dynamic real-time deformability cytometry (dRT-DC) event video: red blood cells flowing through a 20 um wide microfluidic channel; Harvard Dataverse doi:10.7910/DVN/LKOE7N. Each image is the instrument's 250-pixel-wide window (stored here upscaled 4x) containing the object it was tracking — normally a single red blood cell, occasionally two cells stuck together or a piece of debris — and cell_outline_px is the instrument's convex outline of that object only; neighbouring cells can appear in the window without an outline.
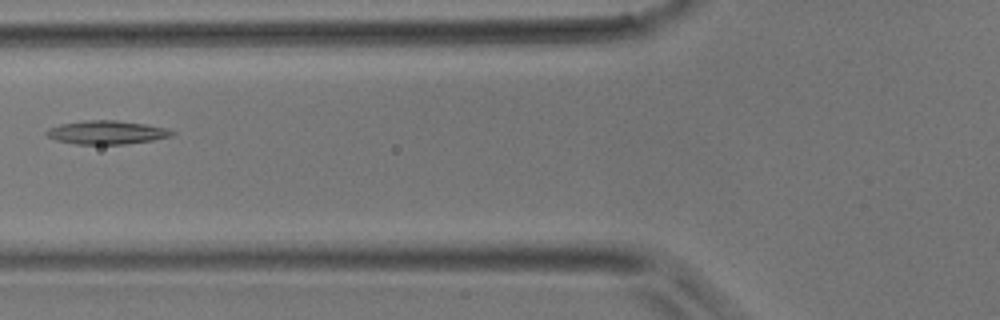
{"species": "common noctule bat (a hibernating species)", "species_latin": "Nyctalus noctula", "temperature_condition": "room temperature", "stored_images_in_passage": 4, "camera_frame_rate_fps": 3000, "um_per_image_px": 0.085, "animal": {"sex": "male", "body_mass_g": 17.9}, "frame": {"image": 1, "passage_image": 3, "time_ms": 0.667, "image_size_px": [1000, 320], "cell_outline_px": [[176, 132], [172, 136], [152, 140], [124, 144], [76, 144], [56, 140], [48, 136], [44, 132], [48, 128], [60, 124], [88, 120], [116, 120], [144, 124], [164, 128]], "centroid_in_image_um": [9.04, 11.25], "position_along_channel_um": 116.8, "area_um2": 17.05}}
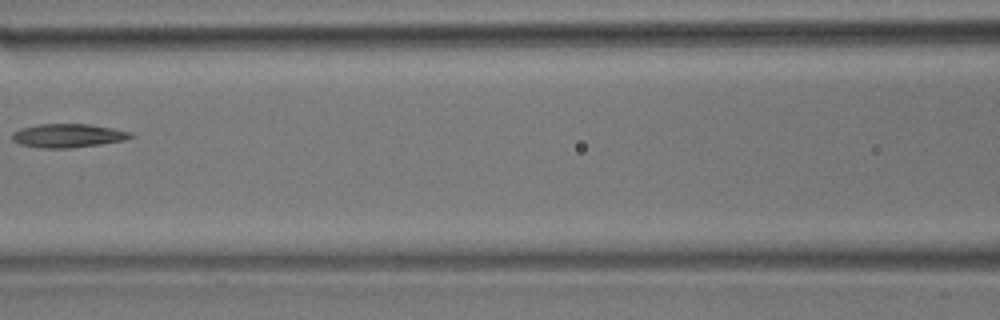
{"frame": {"image": 2, "passage_image": 4, "time_ms": 1.0, "image_size_px": [1000, 320], "cell_outline_px": [[132, 136], [124, 140], [100, 144], [72, 148], [40, 148], [20, 144], [12, 140], [12, 132], [20, 128], [36, 124], [88, 124], [112, 128], [132, 132]], "centroid_in_image_um": [5.73, 11.52], "position_along_channel_um": 160.9, "area_um2": 16.36}}